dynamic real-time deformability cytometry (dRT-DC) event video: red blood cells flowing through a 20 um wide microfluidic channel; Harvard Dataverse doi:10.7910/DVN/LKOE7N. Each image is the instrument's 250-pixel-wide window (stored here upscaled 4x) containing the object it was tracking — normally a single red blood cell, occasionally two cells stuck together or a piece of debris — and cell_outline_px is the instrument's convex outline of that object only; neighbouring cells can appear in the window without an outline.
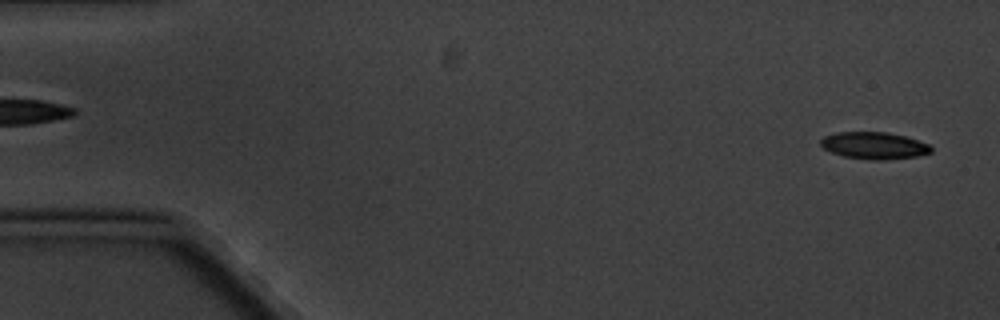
{"species": "common noctule bat (a hibernating species)", "species_latin": "Nyctalus noctula", "temperature_condition": "cold", "stored_images_in_passage": 5, "camera_frame_rate_fps": 3000, "um_per_image_px": 0.085, "animal": {"sex": "male", "body_mass_g": 20.1, "forearm_length_mm": 53.5}, "frame": {"image": 1, "passage_image": 5, "time_ms": 4.333, "image_size_px": [1000, 320], "cell_outline_px": [[932, 152], [916, 156], [884, 160], [868, 160], [844, 156], [832, 152], [824, 148], [820, 144], [820, 140], [824, 136], [836, 132], [888, 132], [904, 136], [928, 144], [932, 148]], "centroid_in_image_um": [74.28, 12.37], "position_along_channel_um": 10.7, "area_um2": 17.28}}